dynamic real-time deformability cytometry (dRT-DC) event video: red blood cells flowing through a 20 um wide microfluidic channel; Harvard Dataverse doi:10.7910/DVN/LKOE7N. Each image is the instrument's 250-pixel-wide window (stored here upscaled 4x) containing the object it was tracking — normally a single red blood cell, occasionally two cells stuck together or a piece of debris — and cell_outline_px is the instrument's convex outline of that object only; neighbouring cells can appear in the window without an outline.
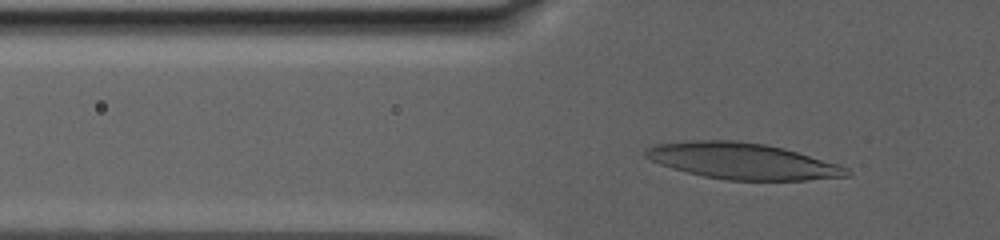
{"species": "human", "species_latin": "Homo sapiens", "temperature_condition": "warm", "stored_images_in_passage": 70, "camera_frame_rate_fps": 3000, "um_per_image_px": 0.085, "donor": {"sex": "male"}, "frame": {"image": 1, "passage_image": 22, "time_ms": 7.0, "image_size_px": [1000, 240], "cell_outline_px": [[852, 172], [848, 176], [804, 180], [728, 180], [704, 176], [672, 168], [660, 164], [644, 156], [644, 152], [648, 148], [656, 144], [688, 140], [736, 140], [764, 144], [784, 148], [840, 164], [848, 168]], "centroid_in_image_um": [63.13, 13.68], "position_along_channel_um": 62.7, "area_um2": 42.37}}
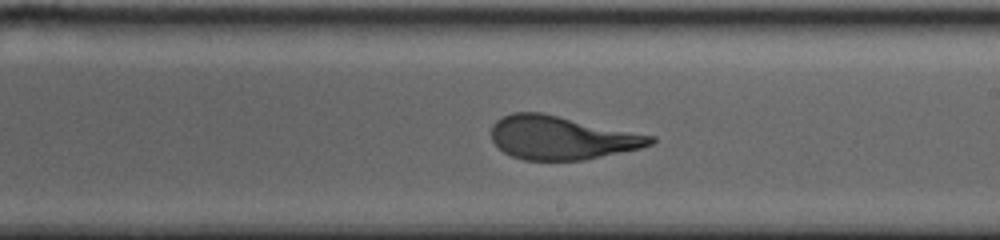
{"frame": {"image": 2, "passage_image": 45, "time_ms": 14.667, "image_size_px": [1000, 240], "cell_outline_px": [[656, 140], [652, 144], [640, 148], [584, 160], [524, 160], [512, 156], [504, 152], [492, 140], [492, 124], [500, 116], [512, 112], [540, 112], [656, 136]], "centroid_in_image_um": [47.72, 11.7], "position_along_channel_um": 241.3, "area_um2": 40.29}}
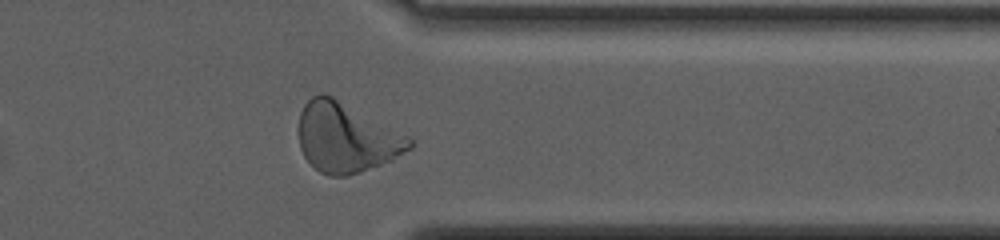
{"frame": {"image": 3, "passage_image": 62, "time_ms": 20.333, "image_size_px": [1000, 240], "cell_outline_px": [[412, 148], [392, 160], [360, 172], [348, 176], [328, 176], [320, 172], [304, 156], [300, 148], [300, 112], [304, 104], [312, 96], [320, 92], [324, 92], [332, 96], [408, 136], [412, 140]], "centroid_in_image_um": [29.42, 11.7], "position_along_channel_um": 382.0, "area_um2": 44.45}}